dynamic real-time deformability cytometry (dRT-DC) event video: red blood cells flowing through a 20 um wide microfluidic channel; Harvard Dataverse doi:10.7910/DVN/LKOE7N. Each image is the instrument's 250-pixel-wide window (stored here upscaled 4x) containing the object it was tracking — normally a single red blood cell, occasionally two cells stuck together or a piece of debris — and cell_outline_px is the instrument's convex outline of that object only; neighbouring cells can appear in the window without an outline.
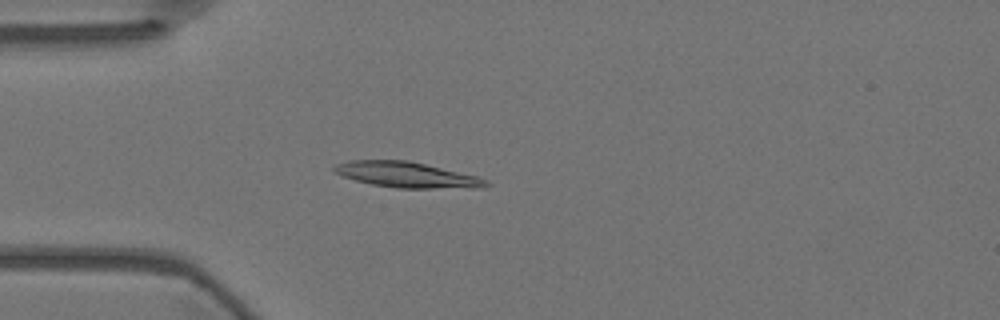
{"species": "Egyptian fruit bat (a non-hibernating species)", "species_latin": "Rousettus aegyptiacus", "temperature_condition": "warm", "stored_images_in_passage": 25, "camera_frame_rate_fps": 3000, "um_per_image_px": 0.085, "animal": {"sex": "female"}, "frame": {"image": 1, "passage_image": 10, "time_ms": 3.0, "image_size_px": [1000, 320], "cell_outline_px": [[492, 184], [484, 188], [396, 188], [372, 184], [356, 180], [344, 176], [336, 172], [332, 168], [336, 164], [348, 160], [408, 160], [480, 176], [488, 180]], "centroid_in_image_um": [34.68, 14.86], "position_along_channel_um": 50.3, "area_um2": 22.83}}
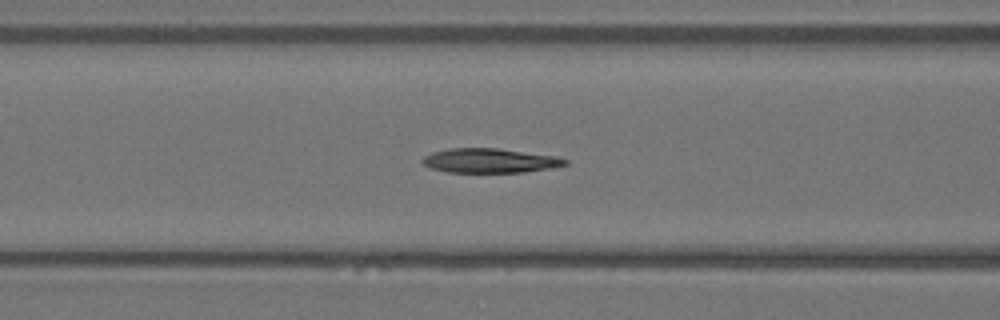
{"frame": {"image": 2, "passage_image": 17, "time_ms": 5.333, "image_size_px": [1000, 320], "cell_outline_px": [[568, 164], [552, 168], [524, 172], [448, 172], [428, 168], [420, 160], [424, 156], [432, 152], [448, 148], [496, 148], [556, 156], [568, 160]], "centroid_in_image_um": [41.61, 13.65], "position_along_channel_um": 125.0, "area_um2": 20.35}}
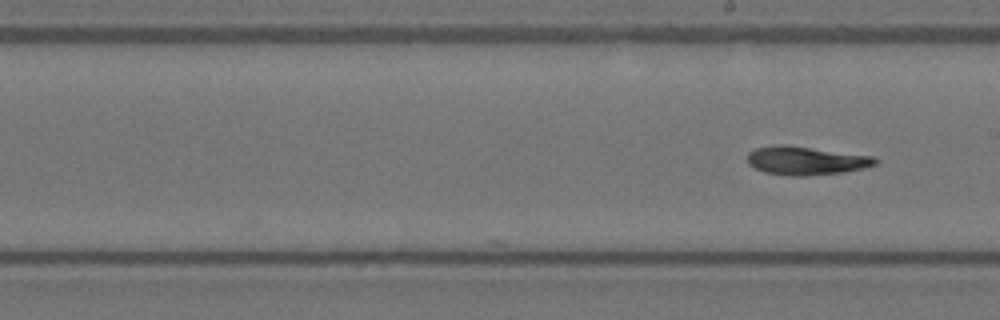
{"frame": {"image": 3, "passage_image": 25, "time_ms": 8.0, "image_size_px": [1000, 320], "cell_outline_px": [[880, 160], [876, 164], [864, 168], [844, 172], [804, 176], [792, 176], [764, 172], [748, 164], [748, 152], [756, 148], [772, 144], [784, 144], [872, 156]], "centroid_in_image_um": [68.49, 13.65], "position_along_channel_um": 220.5, "area_um2": 21.27}}